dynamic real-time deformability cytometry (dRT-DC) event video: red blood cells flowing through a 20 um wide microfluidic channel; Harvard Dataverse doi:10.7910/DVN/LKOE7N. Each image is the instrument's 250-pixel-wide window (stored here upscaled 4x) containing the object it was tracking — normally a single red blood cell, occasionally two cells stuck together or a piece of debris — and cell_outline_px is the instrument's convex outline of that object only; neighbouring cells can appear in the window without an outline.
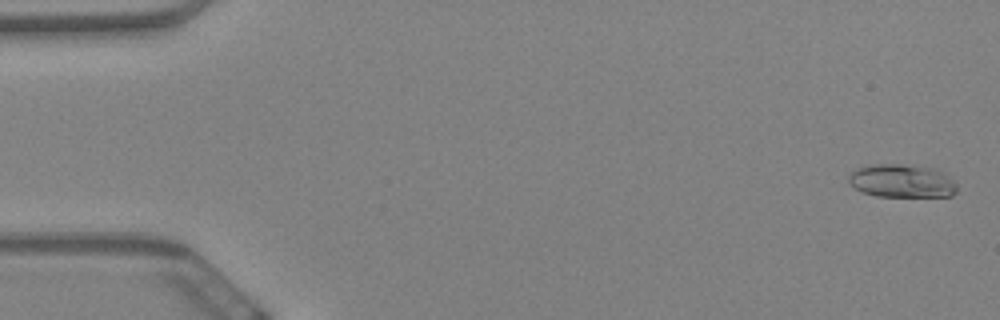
{"species": "Egyptian fruit bat (a non-hibernating species)", "species_latin": "Rousettus aegyptiacus", "temperature_condition": "warm", "stored_images_in_passage": 62, "camera_frame_rate_fps": 3000, "um_per_image_px": 0.085, "animal": {"sex": "female"}, "frame": {"image": 1, "passage_image": 2, "time_ms": 0.333, "image_size_px": [1000, 320], "cell_outline_px": [[956, 192], [952, 196], [876, 196], [864, 192], [856, 188], [848, 180], [848, 176], [852, 172], [868, 164], [900, 164], [936, 168], [952, 180], [956, 184]], "centroid_in_image_um": [76.67, 15.37], "position_along_channel_um": 8.3, "area_um2": 20.75}}
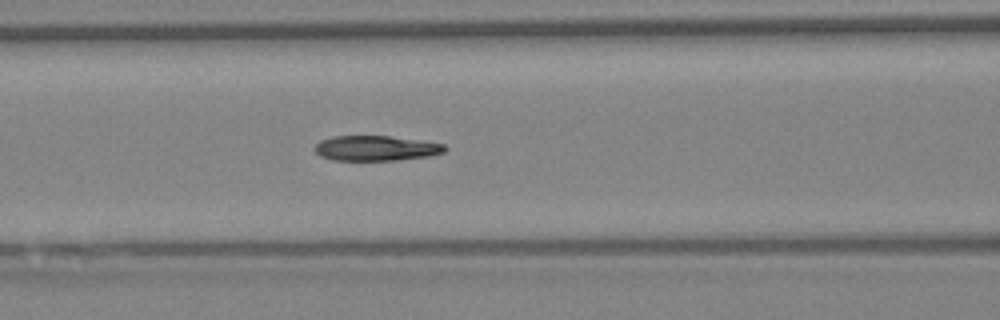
{"frame": {"image": 2, "passage_image": 26, "time_ms": 8.333, "image_size_px": [1000, 320], "cell_outline_px": [[448, 148], [444, 152], [428, 156], [396, 160], [332, 160], [320, 156], [312, 148], [320, 140], [332, 136], [388, 136], [444, 144]], "centroid_in_image_um": [31.9, 12.6], "position_along_channel_um": 134.7, "area_um2": 18.96}}
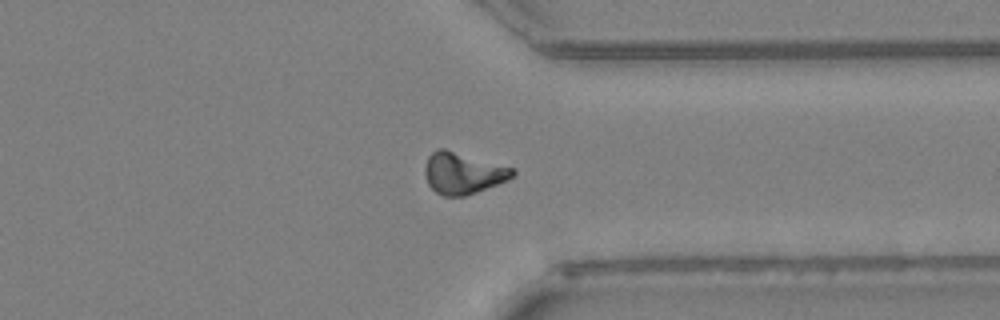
{"frame": {"image": 3, "passage_image": 47, "time_ms": 15.333, "image_size_px": [1000, 320], "cell_outline_px": [[516, 172], [508, 180], [476, 192], [464, 196], [444, 196], [436, 192], [428, 184], [424, 172], [424, 168], [428, 156], [436, 148], [444, 148], [516, 168]], "centroid_in_image_um": [39.35, 14.7], "position_along_channel_um": 372.0, "area_um2": 21.33}, "authors_computed_cell_mechanics": {"area_um2": 19.8543, "velocity_mm_per_s": 3.4159, "shape_relaxation_time_tau1_ms": 8.3994, "shape_relaxation_time_tau2_ms": 10.7905, "deformation_change_tau1": 0.2111, "deformation_change_tau2": 0.1618}}